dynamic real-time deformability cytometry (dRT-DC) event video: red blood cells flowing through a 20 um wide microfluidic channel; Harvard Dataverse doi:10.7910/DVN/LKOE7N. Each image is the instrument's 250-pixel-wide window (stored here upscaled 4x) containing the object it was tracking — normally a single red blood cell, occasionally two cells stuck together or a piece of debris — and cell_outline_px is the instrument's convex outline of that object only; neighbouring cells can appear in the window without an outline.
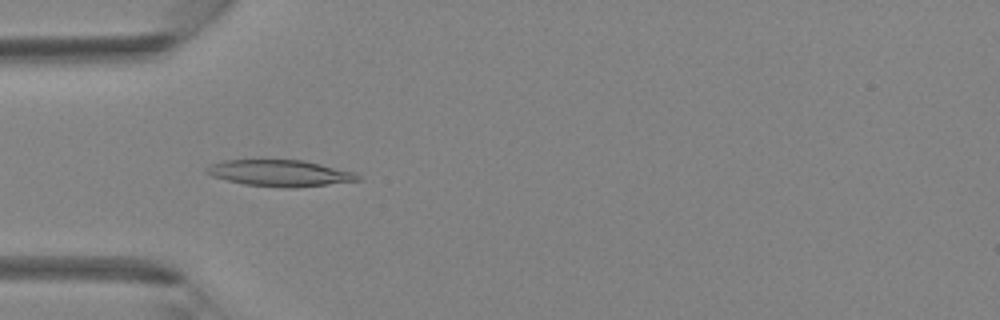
{"species": "Egyptian fruit bat (a non-hibernating species)", "species_latin": "Rousettus aegyptiacus", "temperature_condition": "room temperature", "stored_images_in_passage": 41, "camera_frame_rate_fps": 3000, "um_per_image_px": 0.085, "animal": {"sex": "female"}, "frame": {"image": 1, "passage_image": 13, "time_ms": 4.0, "image_size_px": [1000, 320], "cell_outline_px": [[364, 180], [292, 188], [284, 188], [244, 184], [212, 176], [204, 172], [204, 168], [212, 164], [224, 160], [304, 160], [356, 172]], "centroid_in_image_um": [23.83, 14.72], "position_along_channel_um": 61.2, "area_um2": 23.35}}
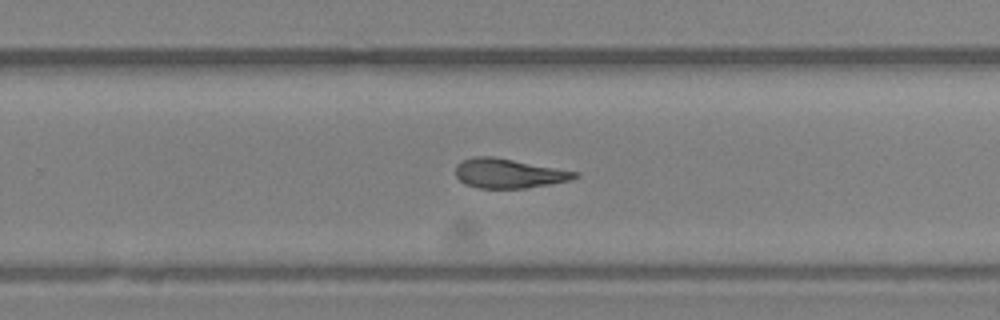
{"frame": {"image": 2, "passage_image": 27, "time_ms": 8.667, "image_size_px": [1000, 320], "cell_outline_px": [[580, 176], [572, 180], [524, 188], [480, 188], [464, 184], [456, 176], [456, 164], [472, 156], [492, 156], [580, 172]], "centroid_in_image_um": [43.25, 14.73], "position_along_channel_um": 286.6, "area_um2": 20.46}}
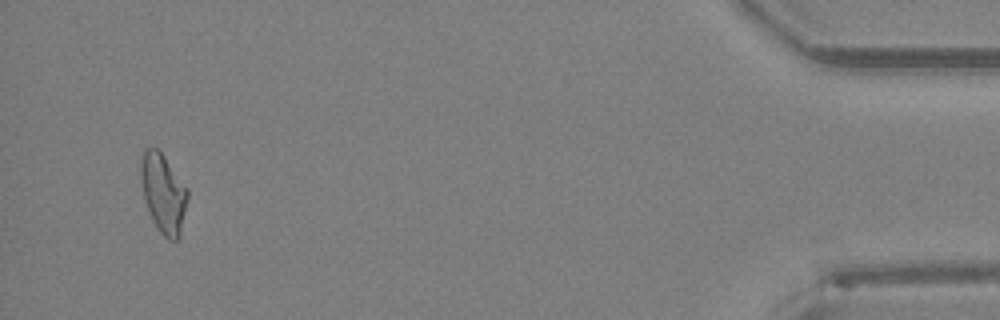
{"frame": {"image": 3, "passage_image": 40, "time_ms": 13.0, "image_size_px": [1000, 320], "cell_outline_px": [[188, 200], [180, 236], [176, 240], [168, 240], [156, 228], [144, 200], [140, 176], [140, 164], [144, 148], [156, 148], [164, 156], [188, 188]], "centroid_in_image_um": [13.89, 16.44], "position_along_channel_um": 421.3, "area_um2": 21.68}}